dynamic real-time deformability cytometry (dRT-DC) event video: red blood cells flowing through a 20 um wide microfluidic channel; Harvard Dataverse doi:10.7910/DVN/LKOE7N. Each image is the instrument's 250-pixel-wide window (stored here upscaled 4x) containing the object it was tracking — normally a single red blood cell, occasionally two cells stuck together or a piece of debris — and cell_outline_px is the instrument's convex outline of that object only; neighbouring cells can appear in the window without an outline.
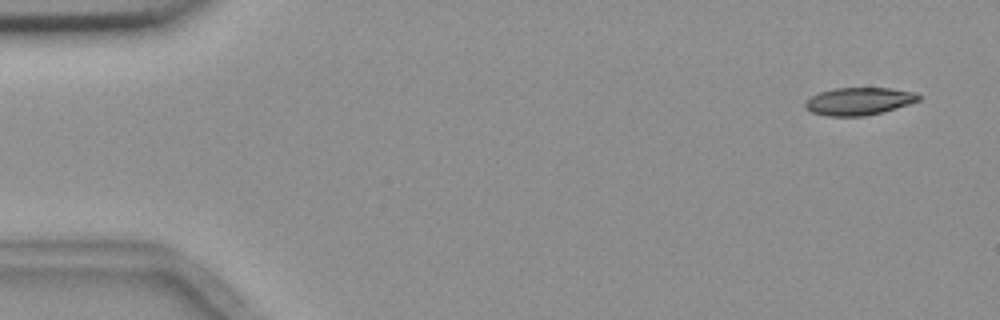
{"species": "common noctule bat (a hibernating species)", "species_latin": "Nyctalus noctula", "temperature_condition": "room temperature", "stored_images_in_passage": 5, "segment_of_instrument_passage": [1, 2], "camera_frame_rate_fps": 3000, "um_per_image_px": 0.085, "animal": {"sex": "female", "body_mass_g": 18.4}, "frame": {"image": 1, "passage_image": 1, "time_ms": 0.0, "image_size_px": [1000, 320], "cell_outline_px": [[924, 96], [920, 100], [884, 112], [864, 116], [828, 116], [812, 112], [804, 108], [804, 100], [820, 92], [832, 88], [892, 88], [916, 92]], "centroid_in_image_um": [73.02, 8.6], "position_along_channel_um": 12.0, "area_um2": 18.5}}